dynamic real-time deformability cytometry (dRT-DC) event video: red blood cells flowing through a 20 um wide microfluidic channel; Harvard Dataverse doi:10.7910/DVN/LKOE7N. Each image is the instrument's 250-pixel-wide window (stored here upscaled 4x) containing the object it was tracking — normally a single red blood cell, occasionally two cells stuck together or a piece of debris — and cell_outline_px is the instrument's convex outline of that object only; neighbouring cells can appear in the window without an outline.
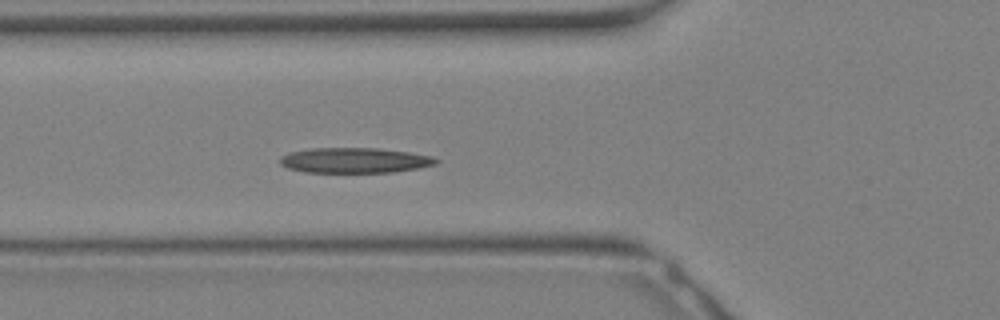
{"species": "Egyptian fruit bat (a non-hibernating species)", "species_latin": "Rousettus aegyptiacus", "temperature_condition": "warm", "stored_images_in_passage": 18, "camera_frame_rate_fps": 3000, "um_per_image_px": 0.085, "animal": {"sex": "female"}, "frame": {"image": 1, "passage_image": 10, "time_ms": 3.0, "image_size_px": [1000, 320], "cell_outline_px": [[440, 160], [436, 164], [416, 168], [392, 172], [304, 172], [288, 168], [280, 164], [280, 156], [288, 152], [308, 148], [380, 148], [408, 152], [432, 156]], "centroid_in_image_um": [30.11, 13.62], "position_along_channel_um": 95.7, "area_um2": 23.0}}
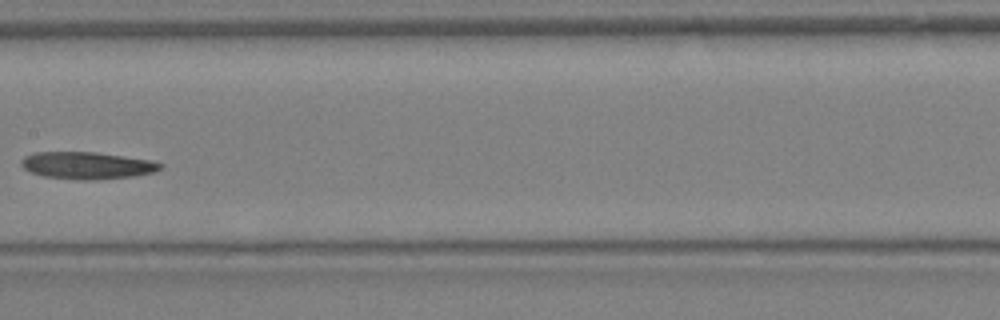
{"frame": {"image": 2, "passage_image": 15, "time_ms": 4.667, "image_size_px": [1000, 320], "cell_outline_px": [[164, 164], [160, 168], [152, 172], [132, 176], [92, 180], [76, 180], [44, 176], [32, 172], [24, 168], [20, 164], [20, 160], [24, 156], [36, 152], [96, 152], [152, 160]], "centroid_in_image_um": [7.37, 14.06], "position_along_channel_um": 200.0, "area_um2": 21.91}}
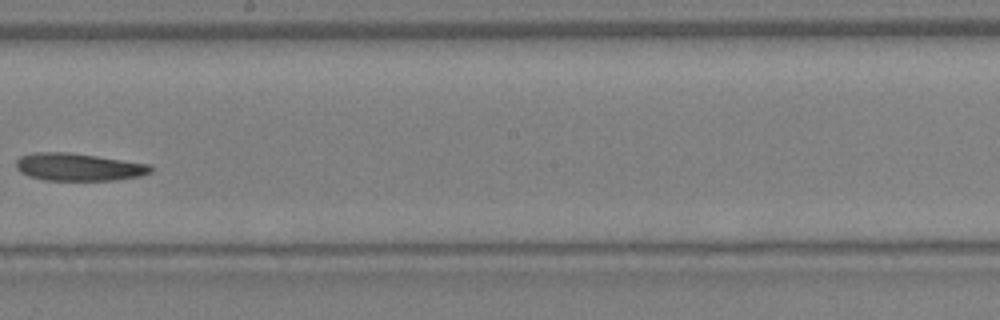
{"frame": {"image": 3, "passage_image": 17, "time_ms": 5.333, "image_size_px": [1000, 320], "cell_outline_px": [[152, 172], [140, 176], [116, 180], [44, 180], [28, 176], [20, 172], [16, 168], [16, 160], [20, 156], [32, 152], [68, 152], [152, 164]], "centroid_in_image_um": [6.67, 14.19], "position_along_channel_um": 241.5, "area_um2": 21.79}}